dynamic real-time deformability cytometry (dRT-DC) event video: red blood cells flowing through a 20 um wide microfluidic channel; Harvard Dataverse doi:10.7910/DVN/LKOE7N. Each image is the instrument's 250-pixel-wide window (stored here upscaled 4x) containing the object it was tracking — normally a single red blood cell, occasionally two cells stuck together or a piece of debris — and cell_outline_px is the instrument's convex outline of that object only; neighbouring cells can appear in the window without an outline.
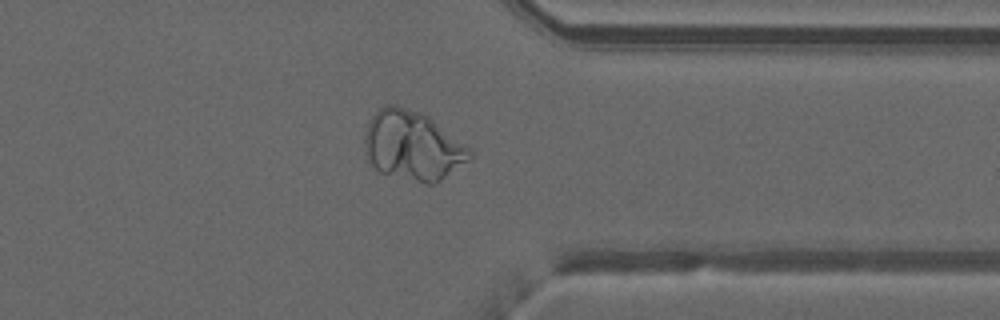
{"species": "common noctule bat (a hibernating species)", "species_latin": "Nyctalus noctula", "temperature_condition": "warm", "stored_images_in_passage": 40, "camera_frame_rate_fps": 3000, "um_per_image_px": 0.085, "animal": {"sex": "male", "forearm_length_mm": 52.5}, "frame": {"image": 1, "passage_image": 29, "time_ms": 9.333, "image_size_px": [1000, 320], "cell_outline_px": [[472, 156], [468, 160], [440, 180], [432, 184], [428, 184], [380, 172], [368, 160], [364, 152], [364, 136], [368, 124], [372, 116], [380, 108], [388, 104], [400, 104], [420, 112], [428, 116], [468, 148], [472, 152]], "centroid_in_image_um": [35.02, 12.36], "position_along_channel_um": 376.4, "area_um2": 41.91}}